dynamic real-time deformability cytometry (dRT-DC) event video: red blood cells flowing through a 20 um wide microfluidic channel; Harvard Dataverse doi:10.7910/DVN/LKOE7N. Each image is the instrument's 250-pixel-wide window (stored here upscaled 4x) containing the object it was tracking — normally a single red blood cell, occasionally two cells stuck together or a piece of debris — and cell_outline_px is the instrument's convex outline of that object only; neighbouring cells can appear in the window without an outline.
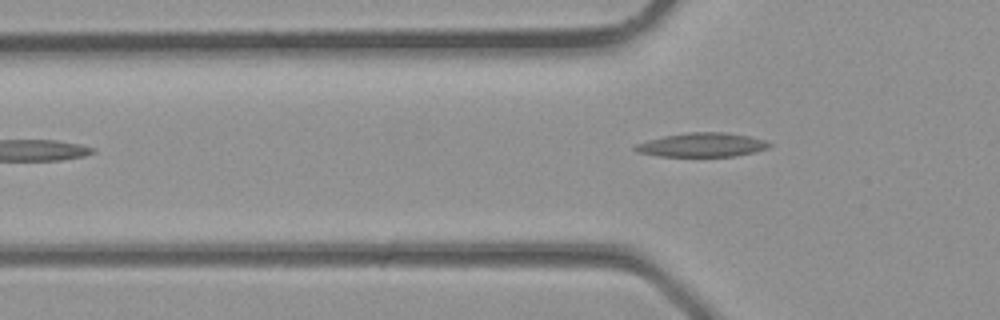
{"species": "common noctule bat (a hibernating species)", "species_latin": "Nyctalus noctula", "temperature_condition": "room temperature", "stored_images_in_passage": 3, "camera_frame_rate_fps": 3000, "um_per_image_px": 0.085, "animal": {"sex": "male", "body_mass_g": 23.1, "forearm_length_mm": 52.7}, "frame": {"image": 1, "passage_image": 3, "time_ms": 0.667, "image_size_px": [1000, 320], "cell_outline_px": [[772, 144], [768, 148], [756, 152], [736, 156], [660, 156], [636, 152], [632, 148], [636, 144], [648, 140], [664, 136], [688, 132], [728, 132], [768, 140]], "centroid_in_image_um": [59.71, 12.31], "position_along_channel_um": 66.1, "area_um2": 18.9}}